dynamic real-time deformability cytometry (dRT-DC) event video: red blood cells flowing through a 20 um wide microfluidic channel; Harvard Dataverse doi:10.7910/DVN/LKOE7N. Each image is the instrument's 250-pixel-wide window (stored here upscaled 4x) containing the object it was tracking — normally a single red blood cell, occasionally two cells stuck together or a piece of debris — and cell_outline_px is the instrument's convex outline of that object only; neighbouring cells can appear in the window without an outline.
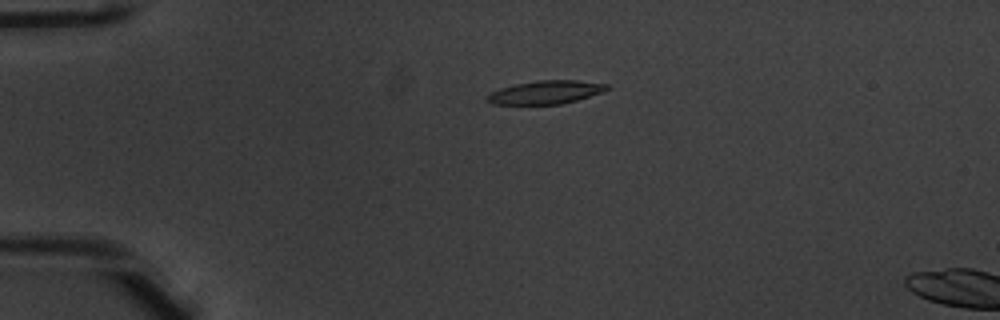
{"species": "common noctule bat (a hibernating species)", "species_latin": "Nyctalus noctula", "temperature_condition": "warm", "stored_images_in_passage": 6, "camera_frame_rate_fps": 3000, "um_per_image_px": 0.085, "animal": {"sex": "male", "body_mass_g": 20.1, "forearm_length_mm": 53.5}, "frame": {"image": 1, "passage_image": 3, "time_ms": 0.667, "image_size_px": [1000, 320], "cell_outline_px": [[608, 88], [604, 92], [576, 100], [560, 104], [492, 104], [484, 100], [484, 96], [500, 88], [516, 84], [540, 80], [576, 80], [608, 84]], "centroid_in_image_um": [46.35, 7.84], "position_along_channel_um": 38.6, "area_um2": 16.24}}